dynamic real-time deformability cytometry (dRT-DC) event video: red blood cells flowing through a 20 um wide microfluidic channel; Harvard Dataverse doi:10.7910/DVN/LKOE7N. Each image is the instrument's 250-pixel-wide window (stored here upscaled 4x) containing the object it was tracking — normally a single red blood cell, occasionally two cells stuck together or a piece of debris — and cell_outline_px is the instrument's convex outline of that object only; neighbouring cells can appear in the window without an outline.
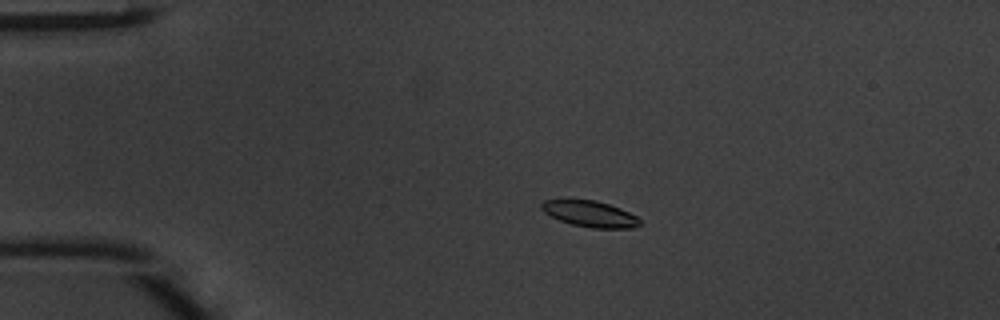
{"species": "common noctule bat (a hibernating species)", "species_latin": "Nyctalus noctula", "temperature_condition": "warm", "stored_images_in_passage": 49, "camera_frame_rate_fps": 3000, "um_per_image_px": 0.085, "animal": {"sex": "male", "body_mass_g": 20.1, "forearm_length_mm": 53.5}, "frame": {"image": 1, "passage_image": 11, "time_ms": 3.333, "image_size_px": [1000, 320], "cell_outline_px": [[640, 224], [636, 228], [592, 228], [572, 224], [560, 220], [544, 212], [540, 208], [540, 204], [544, 200], [596, 200], [620, 208], [636, 216], [640, 220]], "centroid_in_image_um": [50.15, 18.18], "position_along_channel_um": 34.8, "area_um2": 14.8}}
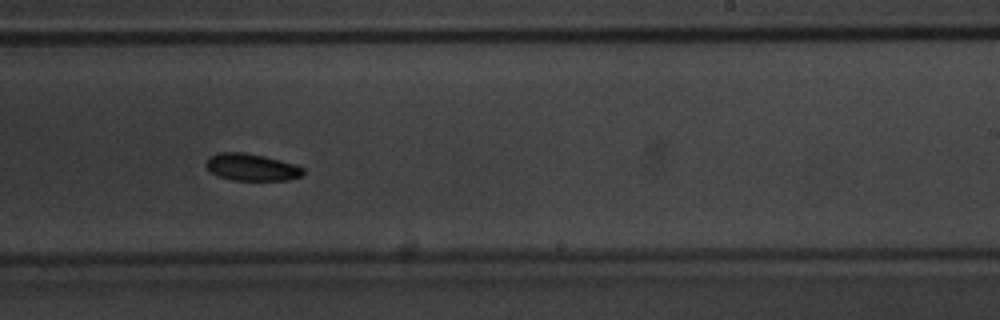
{"frame": {"image": 2, "passage_image": 31, "time_ms": 10.0, "image_size_px": [1000, 320], "cell_outline_px": [[304, 172], [300, 176], [288, 180], [232, 180], [216, 176], [204, 164], [208, 156], [216, 152], [244, 152], [264, 156], [296, 164], [304, 168]], "centroid_in_image_um": [21.35, 14.2], "position_along_channel_um": 267.7, "area_um2": 15.49}}
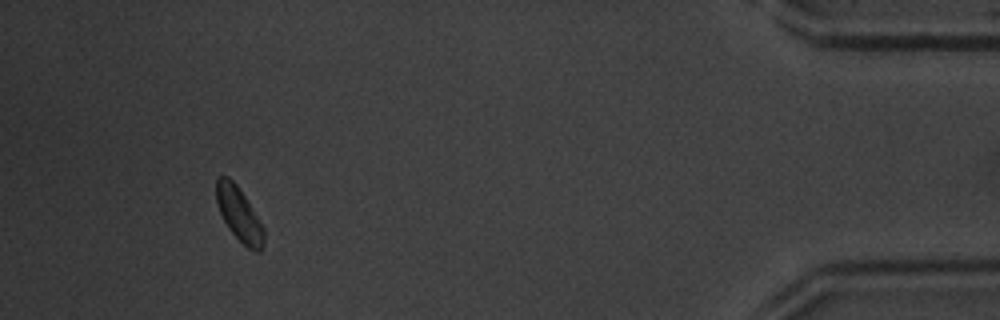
{"frame": {"image": 3, "passage_image": 46, "time_ms": 15.0, "image_size_px": [1000, 320], "cell_outline_px": [[264, 244], [260, 252], [256, 252], [248, 248], [228, 228], [220, 212], [216, 200], [216, 180], [220, 176], [228, 176], [236, 184], [260, 220], [264, 228]], "centroid_in_image_um": [20.33, 18.22], "position_along_channel_um": 414.9, "area_um2": 14.74}, "authors_computed_cell_mechanics": {"area_um2": 15.4326, "velocity_mm_per_s": 4.177, "shape_relaxation_time_tau1_ms": 1.9072, "shape_relaxation_time_tau2_ms": null, "deformation_change_tau1": 0.0671, "deformation_change_tau2": null}}